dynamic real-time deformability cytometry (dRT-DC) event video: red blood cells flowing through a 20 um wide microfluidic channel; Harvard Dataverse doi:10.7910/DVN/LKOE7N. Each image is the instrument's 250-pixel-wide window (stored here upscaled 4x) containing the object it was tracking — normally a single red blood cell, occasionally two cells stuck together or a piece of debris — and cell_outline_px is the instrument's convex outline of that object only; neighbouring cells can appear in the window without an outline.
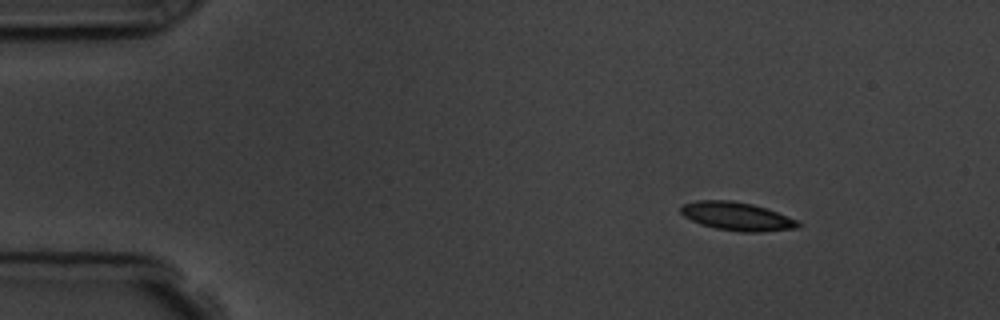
{"species": "common noctule bat (a hibernating species)", "species_latin": "Nyctalus noctula", "temperature_condition": "room temperature", "stored_images_in_passage": 7, "camera_frame_rate_fps": 3000, "um_per_image_px": 0.085, "animal": {"sex": "male", "body_mass_g": 19.5, "forearm_length_mm": 54.6}, "frame": {"image": 1, "passage_image": 2, "time_ms": 1.0, "image_size_px": [1000, 320], "cell_outline_px": [[804, 224], [800, 228], [760, 232], [740, 232], [716, 228], [700, 224], [684, 216], [680, 212], [680, 208], [684, 204], [696, 200], [732, 200], [752, 204], [800, 220]], "centroid_in_image_um": [62.69, 18.4], "position_along_channel_um": 22.3, "area_um2": 19.54}}
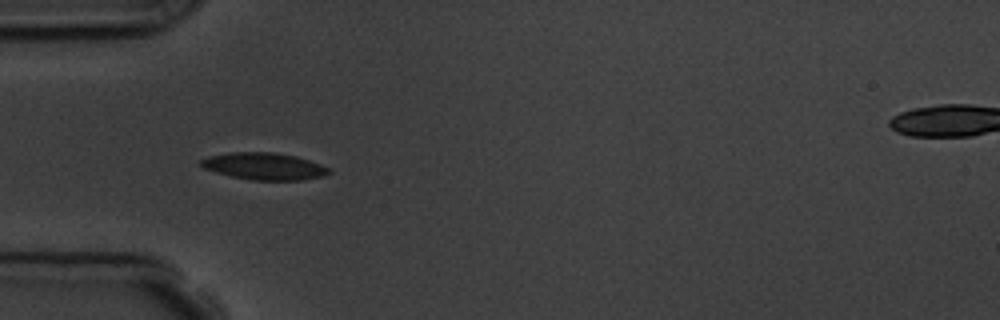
{"frame": {"image": 2, "passage_image": 5, "time_ms": 4.333, "image_size_px": [1000, 320], "cell_outline_px": [[332, 172], [324, 176], [300, 180], [252, 180], [232, 176], [216, 172], [204, 168], [200, 164], [200, 160], [208, 156], [228, 152], [276, 152], [296, 156], [320, 164], [328, 168]], "centroid_in_image_um": [22.45, 14.12], "position_along_channel_um": 62.6, "area_um2": 20.11}}